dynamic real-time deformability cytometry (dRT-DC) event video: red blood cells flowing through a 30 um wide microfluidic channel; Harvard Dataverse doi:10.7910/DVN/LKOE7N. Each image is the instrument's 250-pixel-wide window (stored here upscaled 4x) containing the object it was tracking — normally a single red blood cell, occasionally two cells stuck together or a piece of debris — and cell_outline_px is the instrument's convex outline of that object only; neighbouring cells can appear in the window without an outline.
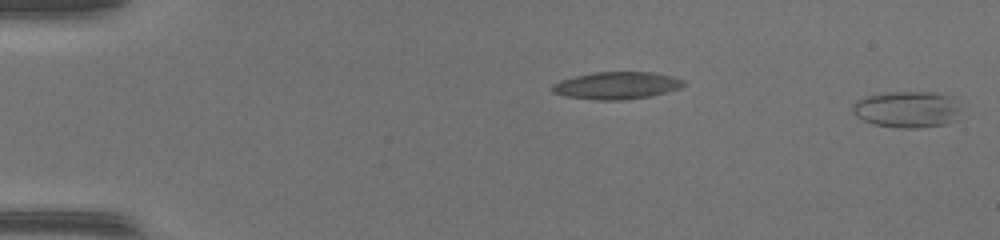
{"species": "common noctule bat (a hibernating species)", "species_latin": "Nyctalus noctula", "temperature_condition": "warm", "stored_images_in_passage": 12, "camera_frame_rate_fps": 3000, "um_per_image_px": 0.085, "animal": {"sex": "female", "body_mass_g": 17.0, "forearm_length_mm": 48.0}, "frame": {"image": 1, "passage_image": 1, "time_ms": 0.0, "image_size_px": [1000, 240], "cell_outline_px": [[960, 120], [944, 124], [916, 128], [900, 128], [872, 124], [856, 116], [852, 112], [852, 104], [856, 100], [864, 96], [876, 92], [932, 92], [952, 96], [960, 108]], "centroid_in_image_um": [77.1, 9.29], "position_along_channel_um": 7.9, "area_um2": 23.58}}